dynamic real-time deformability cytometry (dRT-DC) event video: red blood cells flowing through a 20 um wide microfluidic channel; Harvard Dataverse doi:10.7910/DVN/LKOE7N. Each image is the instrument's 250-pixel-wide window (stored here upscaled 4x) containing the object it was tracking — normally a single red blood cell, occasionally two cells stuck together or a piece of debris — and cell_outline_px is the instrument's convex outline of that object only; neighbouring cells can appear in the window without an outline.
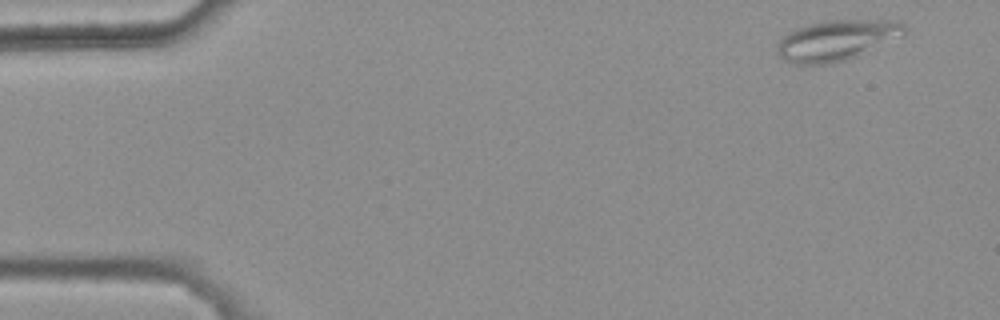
{"species": "common noctule bat (a hibernating species)", "species_latin": "Nyctalus noctula", "temperature_condition": "warm", "stored_images_in_passage": 8, "camera_frame_rate_fps": 3000, "um_per_image_px": 0.085, "animal": {"sex": "female", "body_mass_g": 25.1}, "frame": {"image": 1, "passage_image": 1, "time_ms": 0.0, "image_size_px": [1000, 320], "cell_outline_px": [[908, 32], [904, 36], [856, 56], [832, 64], [796, 64], [784, 60], [776, 52], [776, 44], [788, 32], [796, 28], [808, 24], [824, 20], [900, 20], [908, 28]], "centroid_in_image_um": [71.15, 3.41], "position_along_channel_um": 13.8, "area_um2": 30.4}}
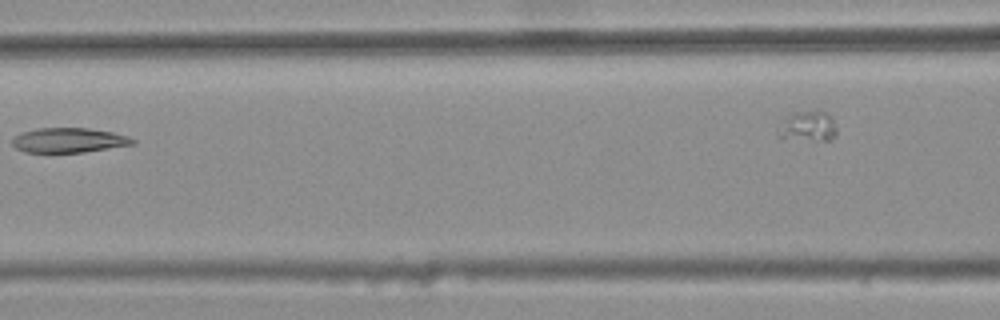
{"frame": {"image": 2, "passage_image": 7, "time_ms": 2.0, "image_size_px": [1000, 320], "cell_outline_px": [[136, 144], [84, 152], [24, 152], [16, 148], [12, 144], [12, 140], [20, 132], [36, 128], [88, 128], [112, 132], [128, 136], [136, 140]], "centroid_in_image_um": [5.86, 11.92], "position_along_channel_um": 160.7, "area_um2": 17.4}}